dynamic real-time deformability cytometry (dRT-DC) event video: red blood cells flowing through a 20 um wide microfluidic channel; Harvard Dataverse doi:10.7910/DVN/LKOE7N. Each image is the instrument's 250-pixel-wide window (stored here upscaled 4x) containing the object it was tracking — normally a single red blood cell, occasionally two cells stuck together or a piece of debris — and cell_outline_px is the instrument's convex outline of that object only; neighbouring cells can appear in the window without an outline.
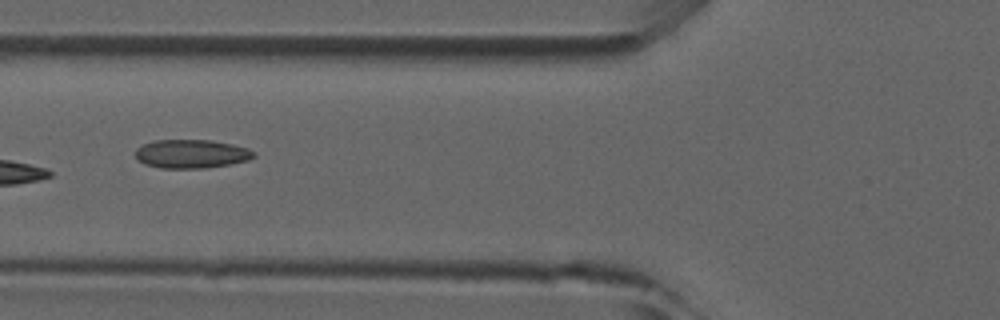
{"species": "common noctule bat (a hibernating species)", "species_latin": "Nyctalus noctula", "temperature_condition": "room temperature", "stored_images_in_passage": 5, "camera_frame_rate_fps": 3000, "um_per_image_px": 0.085, "animal": {"sex": "male", "forearm_length_mm": 52.5}, "frame": {"image": 1, "passage_image": 5, "time_ms": 4.333, "image_size_px": [1000, 320], "cell_outline_px": [[256, 156], [248, 160], [232, 164], [204, 168], [160, 168], [144, 164], [136, 156], [136, 148], [144, 144], [156, 140], [208, 140], [232, 144], [248, 148], [256, 152]], "centroid_in_image_um": [16.3, 13.08], "position_along_channel_um": 109.5, "area_um2": 19.77}}